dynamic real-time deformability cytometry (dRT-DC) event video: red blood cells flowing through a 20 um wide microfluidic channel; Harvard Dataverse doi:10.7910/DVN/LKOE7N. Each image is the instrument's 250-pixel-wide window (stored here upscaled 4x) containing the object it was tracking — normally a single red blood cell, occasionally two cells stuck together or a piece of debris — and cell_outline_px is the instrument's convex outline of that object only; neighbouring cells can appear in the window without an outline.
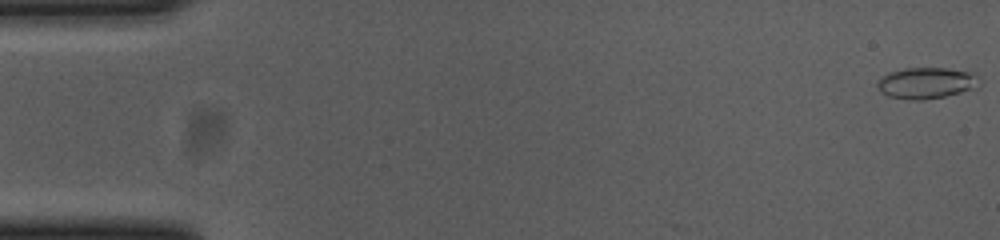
{"species": "common noctule bat (a hibernating species)", "species_latin": "Nyctalus noctula", "temperature_condition": "cold", "stored_images_in_passage": 55, "camera_frame_rate_fps": 3000, "um_per_image_px": 0.085, "animal": {"sex": "female", "body_mass_g": 23.0, "forearm_length_mm": 53.4}, "frame": {"image": 1, "passage_image": 1, "time_ms": 0.0, "image_size_px": [1000, 240], "cell_outline_px": [[980, 88], [944, 96], [924, 100], [912, 100], [888, 96], [880, 92], [876, 84], [876, 80], [888, 72], [904, 68], [948, 68], [976, 72], [980, 76]], "centroid_in_image_um": [78.79, 7.04], "position_along_channel_um": 6.2, "area_um2": 19.13}}
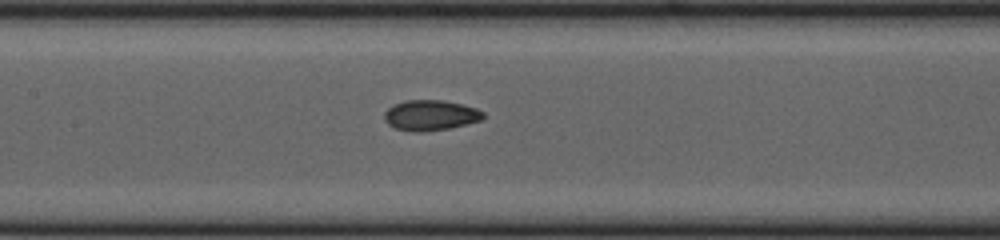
{"frame": {"image": 2, "passage_image": 26, "time_ms": 8.333, "image_size_px": [1000, 240], "cell_outline_px": [[484, 116], [480, 120], [448, 128], [424, 132], [416, 132], [396, 128], [388, 124], [384, 120], [384, 112], [392, 104], [404, 100], [444, 100], [464, 104], [476, 108], [484, 112]], "centroid_in_image_um": [36.56, 9.78], "position_along_channel_um": 170.8, "area_um2": 17.57}}
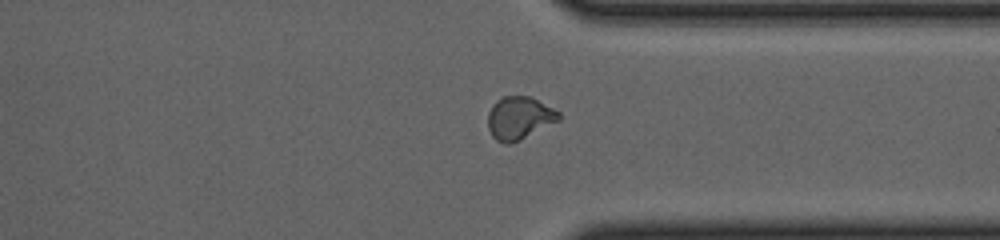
{"frame": {"image": 3, "passage_image": 42, "time_ms": 13.667, "image_size_px": [1000, 240], "cell_outline_px": [[560, 120], [520, 140], [508, 144], [504, 144], [496, 140], [492, 136], [488, 128], [488, 112], [492, 104], [496, 100], [504, 96], [532, 96], [560, 112]], "centroid_in_image_um": [44.13, 10.02], "position_along_channel_um": 367.3, "area_um2": 17.86}, "authors_computed_cell_mechanics": {"area_um2": 17.2822, "velocity_mm_per_s": 3.7156, "shape_relaxation_time_tau1_ms": null, "shape_relaxation_time_tau2_ms": 1.9957, "deformation_change_tau1": null, "deformation_change_tau2": 0.0641}}